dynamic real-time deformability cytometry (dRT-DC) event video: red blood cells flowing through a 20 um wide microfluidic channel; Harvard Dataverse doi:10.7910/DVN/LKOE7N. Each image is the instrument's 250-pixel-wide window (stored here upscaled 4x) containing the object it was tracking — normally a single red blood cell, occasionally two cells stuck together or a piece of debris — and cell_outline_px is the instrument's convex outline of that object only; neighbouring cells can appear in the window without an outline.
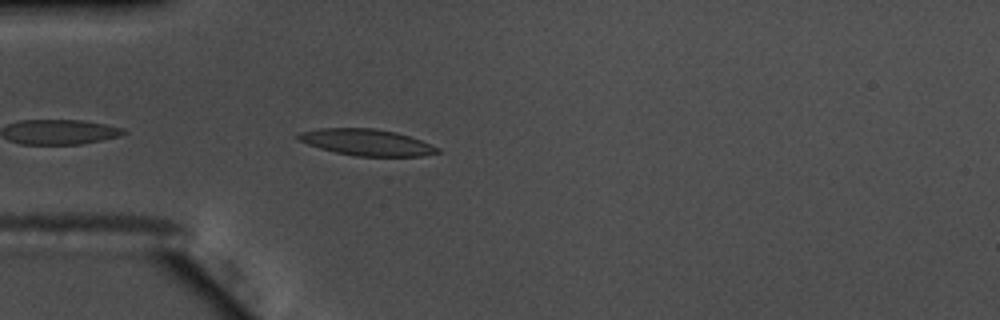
{"species": "common noctule bat (a hibernating species)", "species_latin": "Nyctalus noctula", "temperature_condition": "warm", "stored_images_in_passage": 7, "camera_frame_rate_fps": 3000, "um_per_image_px": 0.085, "animal": {"sex": "male", "body_mass_g": 17.5, "forearm_length_mm": 52.3}, "frame": {"image": 1, "passage_image": 3, "time_ms": 0.667, "image_size_px": [1000, 320], "cell_outline_px": [[440, 152], [424, 156], [356, 156], [336, 152], [320, 148], [308, 144], [300, 140], [296, 136], [300, 132], [320, 128], [376, 128], [396, 132], [420, 140], [440, 148]], "centroid_in_image_um": [31.18, 12.09], "position_along_channel_um": 53.8, "area_um2": 21.27}}